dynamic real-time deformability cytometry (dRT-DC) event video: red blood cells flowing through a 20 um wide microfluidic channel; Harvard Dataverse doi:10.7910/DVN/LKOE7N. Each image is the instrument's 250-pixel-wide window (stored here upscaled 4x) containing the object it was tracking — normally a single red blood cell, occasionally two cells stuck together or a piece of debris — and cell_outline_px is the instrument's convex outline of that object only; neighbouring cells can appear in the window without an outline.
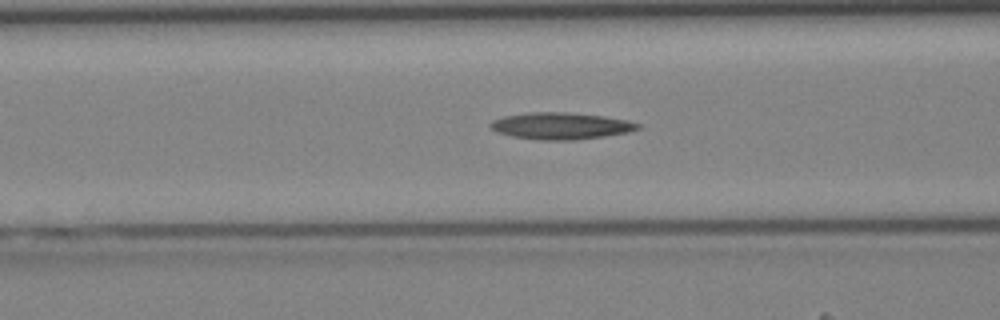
{"species": "Egyptian fruit bat (a non-hibernating species)", "species_latin": "Rousettus aegyptiacus", "temperature_condition": "cold", "stored_images_in_passage": 40, "camera_frame_rate_fps": 3000, "um_per_image_px": 0.085, "animal": {"sex": "female"}, "frame": {"image": 1, "passage_image": 15, "time_ms": 4.667, "image_size_px": [1000, 320], "cell_outline_px": [[640, 128], [628, 132], [604, 136], [572, 140], [540, 140], [512, 136], [496, 132], [488, 128], [488, 124], [492, 120], [504, 116], [528, 112], [564, 112], [604, 116], [628, 120], [640, 124]], "centroid_in_image_um": [47.62, 10.7], "position_along_channel_um": 119.0, "area_um2": 23.06}}
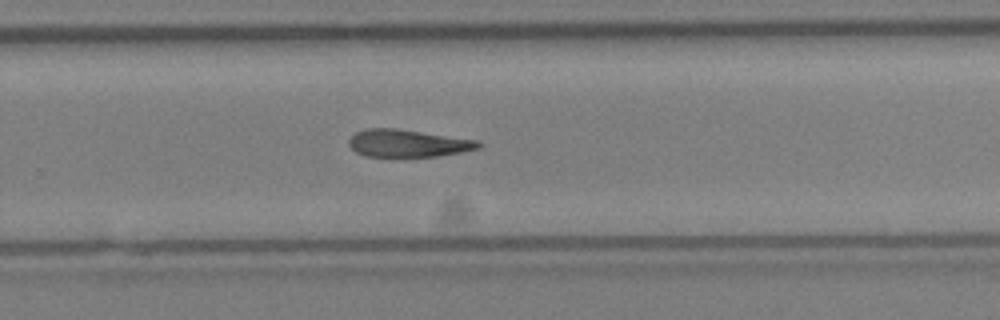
{"frame": {"image": 2, "passage_image": 26, "time_ms": 8.333, "image_size_px": [1000, 320], "cell_outline_px": [[484, 144], [480, 148], [460, 152], [436, 156], [364, 156], [356, 152], [348, 144], [348, 140], [356, 132], [368, 128], [396, 128], [476, 140]], "centroid_in_image_um": [34.65, 12.17], "position_along_channel_um": 295.1, "area_um2": 20.52}}
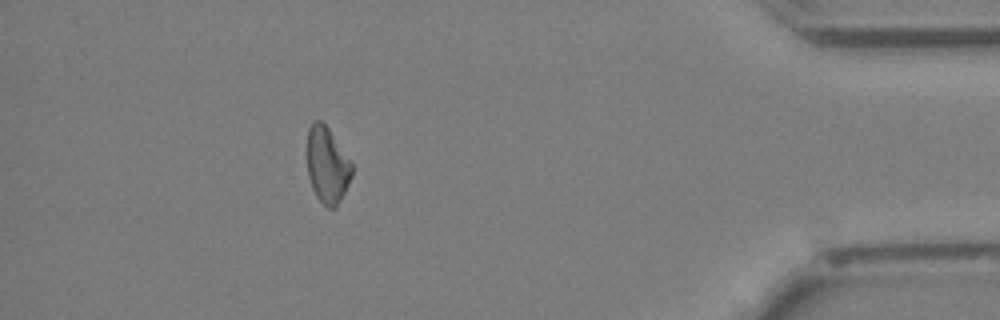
{"frame": {"image": 3, "passage_image": 36, "time_ms": 11.667, "image_size_px": [1000, 320], "cell_outline_px": [[352, 176], [336, 208], [328, 208], [316, 196], [312, 188], [308, 176], [308, 128], [316, 120], [320, 120], [328, 128], [352, 164]], "centroid_in_image_um": [27.81, 14.06], "position_along_channel_um": 407.4, "area_um2": 19.42}}